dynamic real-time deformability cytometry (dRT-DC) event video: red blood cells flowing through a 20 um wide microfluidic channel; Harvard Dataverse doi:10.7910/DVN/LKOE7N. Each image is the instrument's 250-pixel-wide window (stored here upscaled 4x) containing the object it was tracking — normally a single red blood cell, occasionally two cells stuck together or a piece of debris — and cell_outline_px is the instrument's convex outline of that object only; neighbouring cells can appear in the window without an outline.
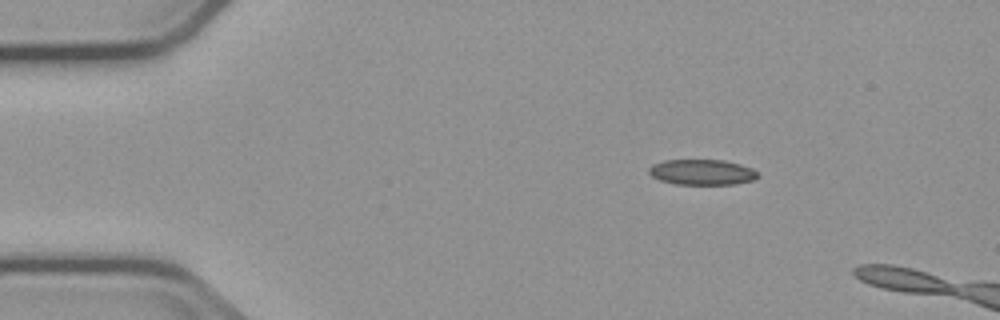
{"species": "common noctule bat (a hibernating species)", "species_latin": "Nyctalus noctula", "temperature_condition": "cold", "stored_images_in_passage": 5, "camera_frame_rate_fps": 3000, "um_per_image_px": 0.085, "animal": {"sex": "male", "body_mass_g": 23.1, "forearm_length_mm": 52.7}, "frame": {"image": 1, "passage_image": 5, "time_ms": 6.667, "image_size_px": [1000, 320], "cell_outline_px": [[760, 176], [752, 180], [736, 184], [676, 184], [660, 180], [652, 176], [648, 172], [648, 168], [652, 164], [664, 160], [724, 160], [740, 164], [752, 168]], "centroid_in_image_um": [59.66, 14.63], "position_along_channel_um": 25.3, "area_um2": 16.18}}